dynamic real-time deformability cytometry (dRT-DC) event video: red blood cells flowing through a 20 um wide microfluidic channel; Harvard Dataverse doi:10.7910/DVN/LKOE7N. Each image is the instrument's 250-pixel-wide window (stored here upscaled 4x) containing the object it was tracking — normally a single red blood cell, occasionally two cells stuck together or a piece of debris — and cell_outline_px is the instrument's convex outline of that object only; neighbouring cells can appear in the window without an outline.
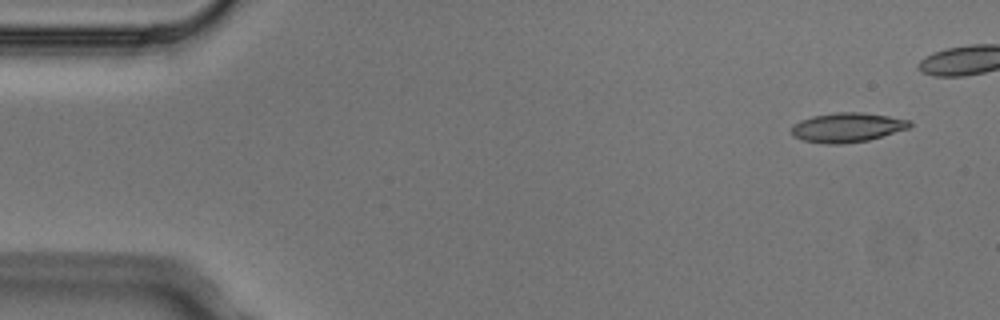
{"species": "Egyptian fruit bat (a non-hibernating species)", "species_latin": "Rousettus aegyptiacus", "temperature_condition": "cold", "stored_images_in_passage": 5, "camera_frame_rate_fps": 3000, "um_per_image_px": 0.085, "animal": {"sex": "male"}, "frame": {"image": 1, "passage_image": 1, "time_ms": 0.0, "image_size_px": [1000, 320], "cell_outline_px": [[912, 124], [908, 128], [868, 140], [844, 144], [828, 144], [804, 140], [792, 136], [792, 124], [800, 120], [812, 116], [836, 112], [860, 112], [888, 116], [912, 120]], "centroid_in_image_um": [72.0, 10.82], "position_along_channel_um": 13.0, "area_um2": 20.23}}